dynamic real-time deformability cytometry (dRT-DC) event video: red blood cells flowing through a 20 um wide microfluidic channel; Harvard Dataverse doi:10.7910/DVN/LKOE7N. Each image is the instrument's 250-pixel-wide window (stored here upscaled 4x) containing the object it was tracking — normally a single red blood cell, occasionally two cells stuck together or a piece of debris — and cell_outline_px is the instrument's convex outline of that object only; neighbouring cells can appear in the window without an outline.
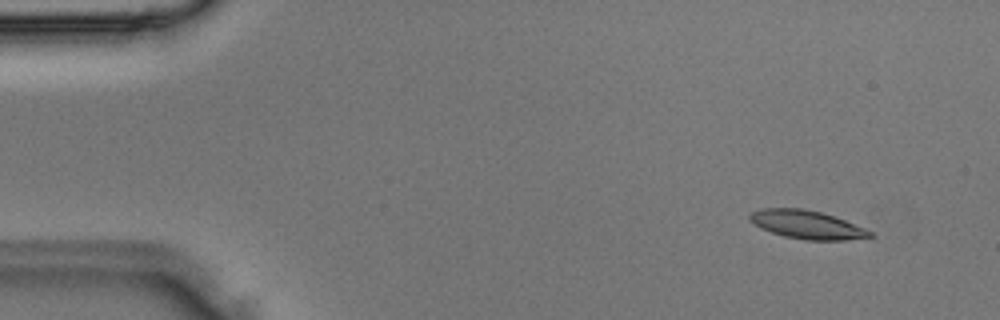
{"species": "Egyptian fruit bat (a non-hibernating species)", "species_latin": "Rousettus aegyptiacus", "temperature_condition": "room temperature", "stored_images_in_passage": 3, "camera_frame_rate_fps": 3000, "um_per_image_px": 0.085, "animal": {"sex": "male"}, "frame": {"image": 1, "passage_image": 1, "time_ms": 0.0, "image_size_px": [1000, 320], "cell_outline_px": [[876, 236], [848, 240], [804, 240], [784, 236], [760, 228], [748, 220], [748, 216], [752, 212], [760, 208], [804, 208], [820, 212], [844, 220], [864, 228], [872, 232]], "centroid_in_image_um": [68.56, 19.1], "position_along_channel_um": 16.4, "area_um2": 19.88}}